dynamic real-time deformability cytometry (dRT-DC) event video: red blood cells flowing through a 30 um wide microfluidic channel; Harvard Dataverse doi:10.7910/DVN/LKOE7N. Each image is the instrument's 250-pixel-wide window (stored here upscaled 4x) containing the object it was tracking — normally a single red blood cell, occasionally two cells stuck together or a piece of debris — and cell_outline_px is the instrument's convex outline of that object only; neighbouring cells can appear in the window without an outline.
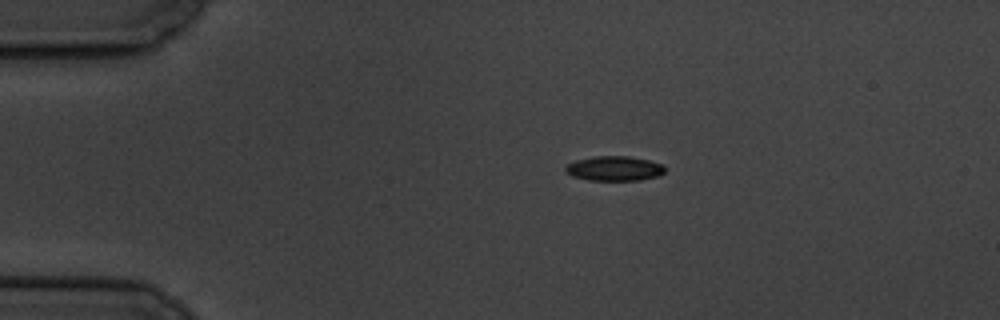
{"species": "common noctule bat (a hibernating species)", "species_latin": "Nyctalus noctula", "temperature_condition": "cold", "stored_images_in_passage": 9, "camera_frame_rate_fps": 3000, "um_per_image_px": 0.085, "animal": {"sex": "male", "body_mass_g": 19.5, "forearm_length_mm": 54.6}, "frame": {"image": 1, "passage_image": 1, "time_ms": 0.0, "image_size_px": [1000, 320], "cell_outline_px": [[664, 172], [660, 176], [640, 180], [588, 180], [572, 176], [564, 172], [564, 168], [568, 164], [576, 160], [596, 156], [628, 156], [648, 160], [664, 164]], "centroid_in_image_um": [52.22, 14.32], "position_along_channel_um": 32.8, "area_um2": 14.39}}
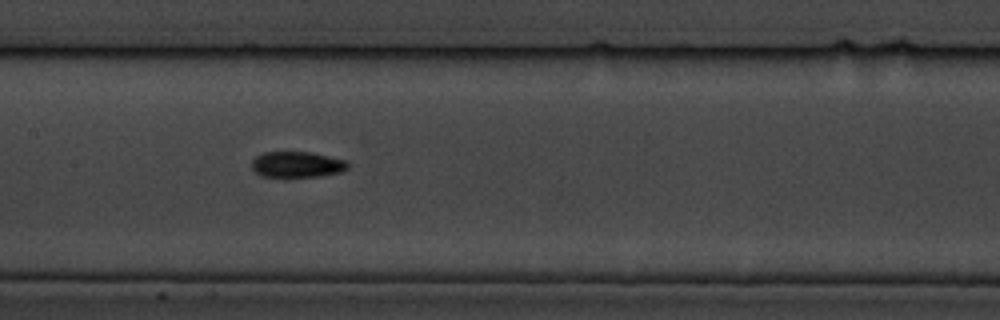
{"frame": {"image": 2, "passage_image": 6, "time_ms": 5.667, "image_size_px": [1000, 320], "cell_outline_px": [[348, 168], [340, 172], [320, 176], [284, 180], [260, 176], [252, 168], [252, 160], [256, 156], [264, 152], [312, 152], [348, 160]], "centroid_in_image_um": [25.22, 14.03], "position_along_channel_um": 182.2, "area_um2": 15.32}}
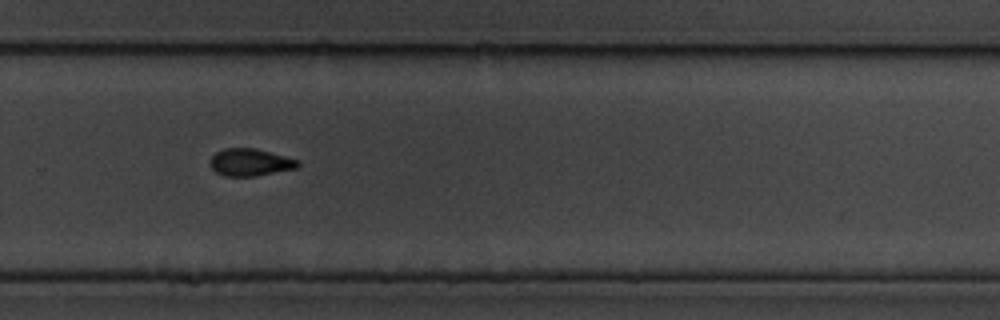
{"frame": {"image": 3, "passage_image": 9, "time_ms": 9.333, "image_size_px": [1000, 320], "cell_outline_px": [[300, 164], [296, 168], [256, 176], [224, 176], [216, 172], [212, 168], [212, 156], [216, 152], [224, 148], [256, 148], [300, 160]], "centroid_in_image_um": [21.3, 13.79], "position_along_channel_um": 308.5, "area_um2": 13.87}}